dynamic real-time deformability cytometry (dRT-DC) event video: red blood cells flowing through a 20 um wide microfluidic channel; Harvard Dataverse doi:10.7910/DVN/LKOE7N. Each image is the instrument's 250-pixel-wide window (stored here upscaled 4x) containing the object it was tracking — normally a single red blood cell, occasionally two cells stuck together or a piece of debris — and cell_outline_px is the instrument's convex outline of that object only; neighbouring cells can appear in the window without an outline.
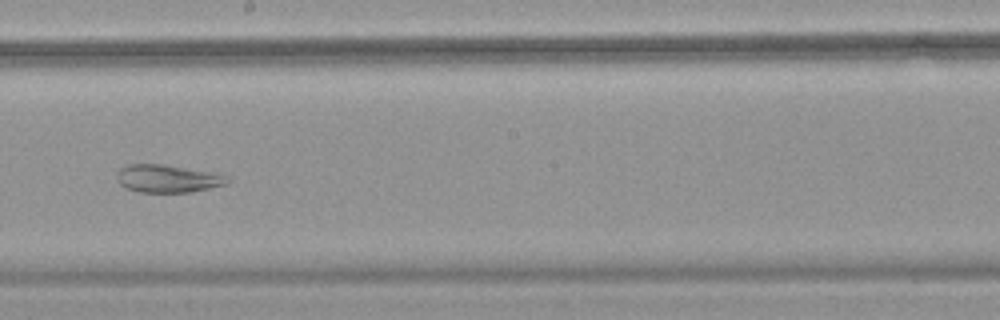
{"species": "common noctule bat (a hibernating species)", "species_latin": "Nyctalus noctula", "temperature_condition": "warm", "stored_images_in_passage": 49, "camera_frame_rate_fps": 3000, "um_per_image_px": 0.085, "animal": {"sex": "female", "body_mass_g": 18.4}, "frame": {"image": 1, "passage_image": 29, "time_ms": 9.333, "image_size_px": [1000, 320], "cell_outline_px": [[232, 180], [228, 184], [192, 192], [140, 192], [124, 188], [120, 184], [116, 176], [120, 168], [128, 164], [160, 164], [208, 172], [224, 176]], "centroid_in_image_um": [14.21, 15.19], "position_along_channel_um": 234.0, "area_um2": 17.69}}
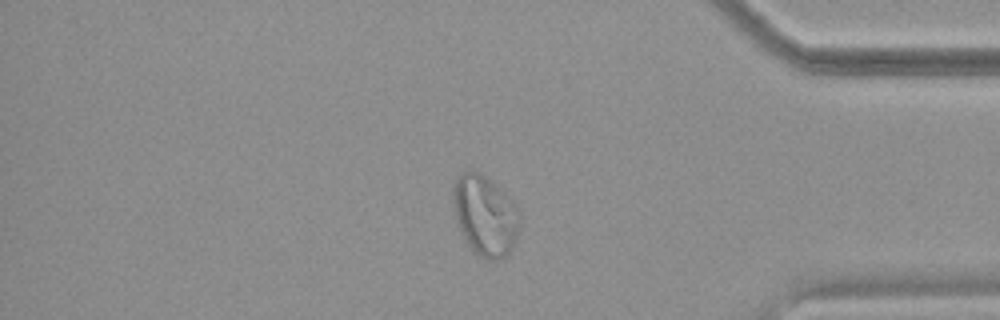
{"frame": {"image": 2, "passage_image": 42, "time_ms": 13.667, "image_size_px": [1000, 320], "cell_outline_px": [[520, 224], [512, 248], [504, 256], [496, 260], [488, 260], [480, 256], [468, 244], [460, 232], [456, 220], [452, 200], [452, 184], [464, 172], [472, 168], [480, 172], [516, 204], [520, 216]], "centroid_in_image_um": [41.21, 18.3], "position_along_channel_um": 394.0, "area_um2": 31.04}}
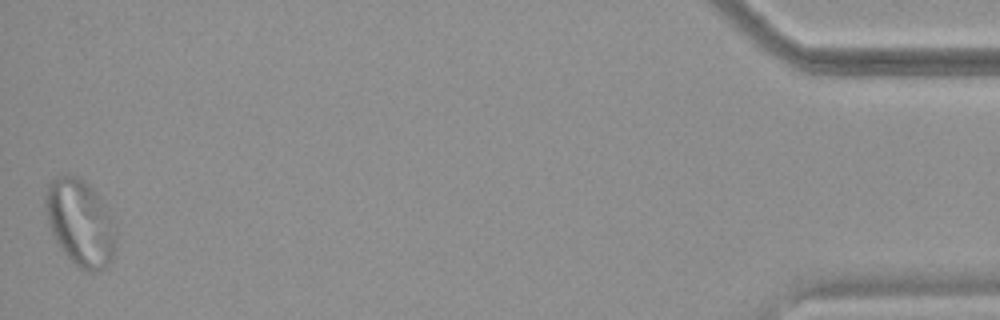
{"frame": {"image": 3, "passage_image": 49, "time_ms": 16.0, "image_size_px": [1000, 320], "cell_outline_px": [[116, 252], [112, 260], [104, 268], [96, 272], [88, 272], [80, 268], [64, 252], [56, 240], [52, 232], [48, 220], [44, 204], [44, 196], [48, 184], [56, 176], [76, 176], [84, 180], [92, 188], [104, 204], [116, 228]], "centroid_in_image_um": [6.84, 18.94], "position_along_channel_um": 428.4, "area_um2": 35.37}}